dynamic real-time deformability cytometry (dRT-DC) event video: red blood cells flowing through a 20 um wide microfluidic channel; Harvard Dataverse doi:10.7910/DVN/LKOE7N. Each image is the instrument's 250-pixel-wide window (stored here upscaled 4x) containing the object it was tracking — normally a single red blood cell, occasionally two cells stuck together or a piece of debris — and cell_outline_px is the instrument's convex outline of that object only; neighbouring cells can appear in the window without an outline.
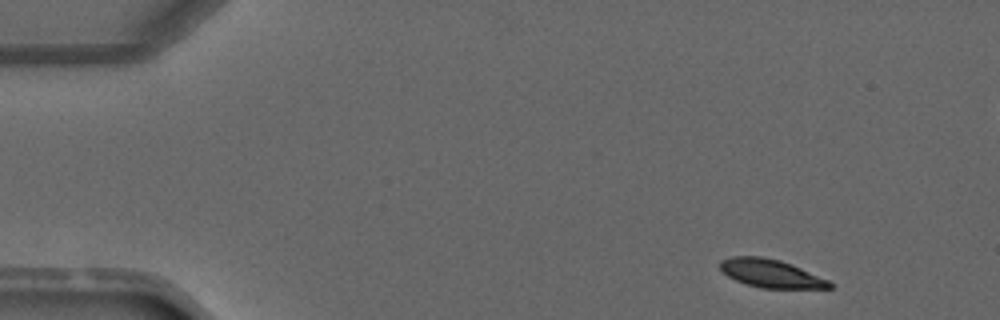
{"species": "common noctule bat (a hibernating species)", "species_latin": "Nyctalus noctula", "temperature_condition": "warm", "stored_images_in_passage": 3, "camera_frame_rate_fps": 3000, "um_per_image_px": 0.085, "animal": {"sex": "male", "forearm_length_mm": 52.5}, "frame": {"image": 1, "passage_image": 1, "time_ms": 0.0, "image_size_px": [1000, 320], "cell_outline_px": [[832, 288], [760, 288], [736, 280], [728, 276], [720, 268], [720, 260], [732, 256], [760, 256], [780, 260], [792, 264], [828, 280], [832, 284]], "centroid_in_image_um": [65.51, 23.23], "position_along_channel_um": 19.5, "area_um2": 17.8}}